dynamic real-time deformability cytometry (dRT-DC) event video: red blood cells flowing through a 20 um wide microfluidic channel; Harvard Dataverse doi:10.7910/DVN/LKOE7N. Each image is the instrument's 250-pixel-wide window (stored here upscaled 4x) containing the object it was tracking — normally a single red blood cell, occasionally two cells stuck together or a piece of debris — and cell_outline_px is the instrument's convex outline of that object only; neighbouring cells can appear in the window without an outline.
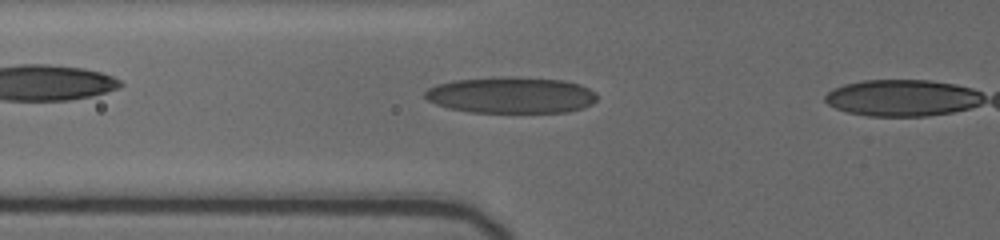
{"species": "human", "species_latin": "Homo sapiens", "temperature_condition": "cold", "stored_images_in_passage": 6, "camera_frame_rate_fps": 3000, "um_per_image_px": 0.085, "donor": {"sex": "female"}, "frame": {"image": 1, "passage_image": 5, "time_ms": 2.667, "image_size_px": [1000, 240], "cell_outline_px": [[596, 100], [592, 104], [584, 108], [568, 112], [472, 112], [448, 108], [436, 104], [428, 100], [424, 96], [424, 92], [428, 88], [436, 84], [456, 80], [508, 76], [564, 80], [580, 84], [596, 92]], "centroid_in_image_um": [43.46, 8.08], "position_along_channel_um": 82.3, "area_um2": 36.53}}